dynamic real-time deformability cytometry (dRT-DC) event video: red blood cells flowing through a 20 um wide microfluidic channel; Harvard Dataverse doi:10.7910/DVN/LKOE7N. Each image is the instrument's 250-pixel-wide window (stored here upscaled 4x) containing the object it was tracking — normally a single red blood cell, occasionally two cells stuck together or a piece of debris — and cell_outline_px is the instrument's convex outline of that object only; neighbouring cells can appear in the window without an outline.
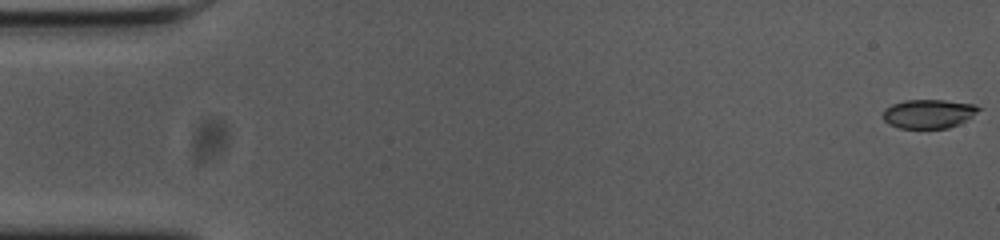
{"species": "common noctule bat (a hibernating species)", "species_latin": "Nyctalus noctula", "temperature_condition": "cold", "stored_images_in_passage": 56, "camera_frame_rate_fps": 3000, "um_per_image_px": 0.085, "animal": {"sex": "female", "body_mass_g": 23.0, "forearm_length_mm": 53.4}, "frame": {"image": 1, "passage_image": 1, "time_ms": 0.0, "image_size_px": [1000, 240], "cell_outline_px": [[984, 108], [960, 124], [948, 128], [900, 128], [888, 124], [884, 120], [884, 108], [892, 104], [904, 100], [944, 100], [972, 104]], "centroid_in_image_um": [78.94, 9.67], "position_along_channel_um": 6.1, "area_um2": 16.18}}
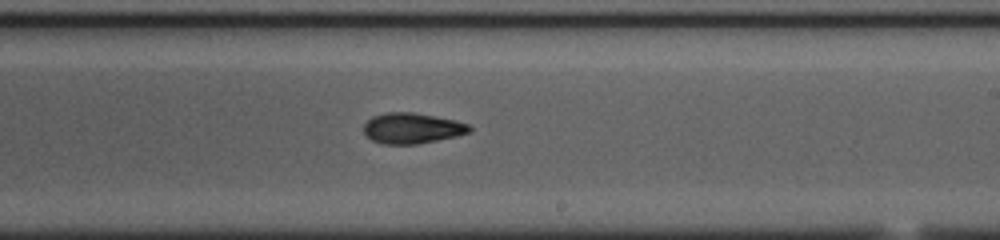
{"frame": {"image": 2, "passage_image": 33, "time_ms": 10.667, "image_size_px": [1000, 240], "cell_outline_px": [[472, 132], [456, 136], [416, 144], [380, 144], [372, 140], [364, 132], [364, 124], [372, 116], [388, 112], [412, 112], [456, 120], [468, 124], [472, 128]], "centroid_in_image_um": [35.03, 10.9], "position_along_channel_um": 254.0, "area_um2": 18.84}}
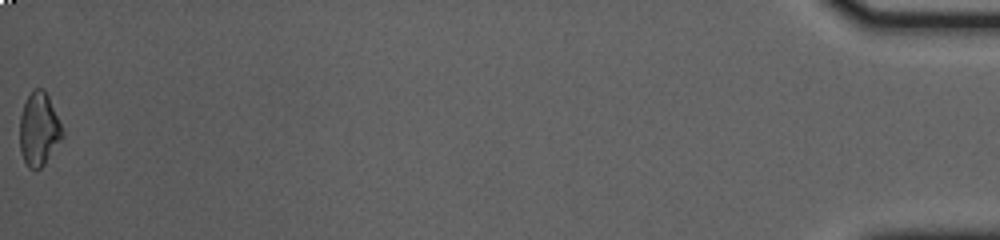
{"frame": {"image": 3, "passage_image": 56, "time_ms": 18.333, "image_size_px": [1000, 240], "cell_outline_px": [[64, 136], [44, 164], [40, 168], [28, 168], [20, 152], [20, 116], [24, 104], [32, 88], [44, 88], [48, 96], [64, 132]], "centroid_in_image_um": [3.3, 10.97], "position_along_channel_um": 431.9, "area_um2": 18.09}, "authors_computed_cell_mechanics": {"area_um2": 18.3804, "velocity_mm_per_s": 3.6858, "shape_relaxation_time_tau1_ms": 3.3644, "shape_relaxation_time_tau2_ms": 3.0832, "deformation_change_tau1": 0.1391, "deformation_change_tau2": 0.0924}}